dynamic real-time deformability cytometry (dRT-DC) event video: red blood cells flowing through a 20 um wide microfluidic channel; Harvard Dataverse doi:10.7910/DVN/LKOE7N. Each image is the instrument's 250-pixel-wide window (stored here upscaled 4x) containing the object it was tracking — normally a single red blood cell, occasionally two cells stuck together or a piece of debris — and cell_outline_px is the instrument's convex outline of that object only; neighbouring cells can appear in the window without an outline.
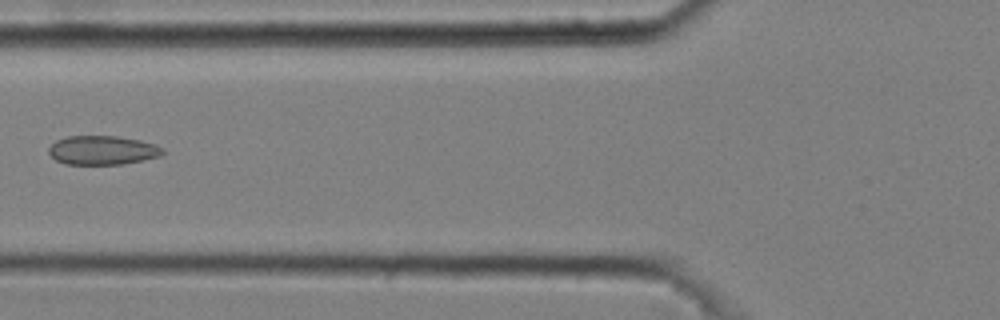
{"species": "common noctule bat (a hibernating species)", "species_latin": "Nyctalus noctula", "temperature_condition": "cold", "stored_images_in_passage": 6, "camera_frame_rate_fps": 3000, "um_per_image_px": 0.085, "animal": {"sex": "male", "body_mass_g": 20.4}, "frame": {"image": 1, "passage_image": 6, "time_ms": 1.667, "image_size_px": [1000, 320], "cell_outline_px": [[164, 152], [160, 156], [124, 164], [64, 164], [56, 160], [48, 152], [48, 148], [56, 140], [68, 136], [116, 136], [140, 140], [156, 144], [164, 148]], "centroid_in_image_um": [8.72, 12.77], "position_along_channel_um": 117.1, "area_um2": 19.31}}